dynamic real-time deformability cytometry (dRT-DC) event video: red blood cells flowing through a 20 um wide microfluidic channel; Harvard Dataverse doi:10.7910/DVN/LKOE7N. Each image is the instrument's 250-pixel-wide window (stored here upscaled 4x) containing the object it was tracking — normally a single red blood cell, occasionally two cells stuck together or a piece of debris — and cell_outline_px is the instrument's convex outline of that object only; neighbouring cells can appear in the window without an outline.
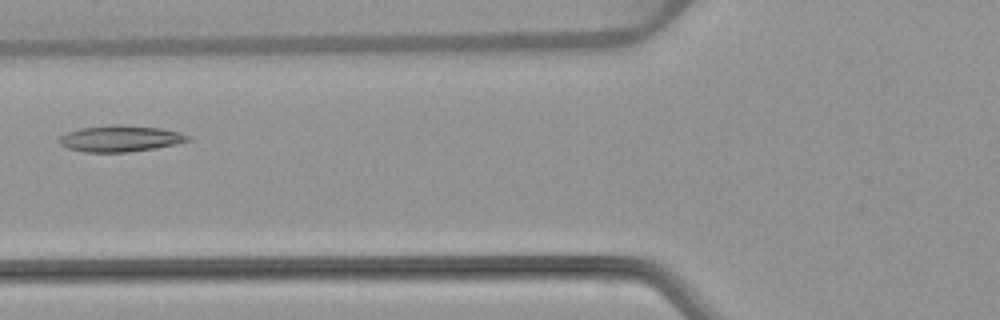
{"species": "common noctule bat (a hibernating species)", "species_latin": "Nyctalus noctula", "temperature_condition": "warm", "stored_images_in_passage": 6, "camera_frame_rate_fps": 3000, "um_per_image_px": 0.085, "animal": {"sex": "female", "body_mass_g": 22.7, "forearm_length_mm": 54.2}, "frame": {"image": 1, "passage_image": 5, "time_ms": 5.0, "image_size_px": [1000, 320], "cell_outline_px": [[192, 140], [176, 144], [128, 152], [84, 152], [68, 148], [60, 144], [60, 136], [68, 132], [84, 128], [112, 124], [120, 124], [160, 128], [180, 132], [192, 136]], "centroid_in_image_um": [10.28, 11.77], "position_along_channel_um": 115.5, "area_um2": 19.59}}
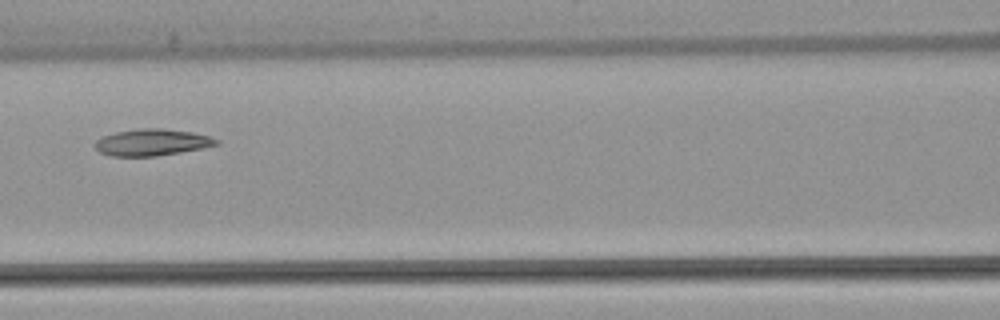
{"frame": {"image": 2, "passage_image": 6, "time_ms": 6.0, "image_size_px": [1000, 320], "cell_outline_px": [[220, 144], [204, 148], [156, 156], [112, 156], [100, 152], [92, 144], [96, 140], [104, 136], [116, 132], [140, 128], [160, 128], [192, 132], [208, 136], [220, 140]], "centroid_in_image_um": [12.93, 12.1], "position_along_channel_um": 153.7, "area_um2": 18.84}}